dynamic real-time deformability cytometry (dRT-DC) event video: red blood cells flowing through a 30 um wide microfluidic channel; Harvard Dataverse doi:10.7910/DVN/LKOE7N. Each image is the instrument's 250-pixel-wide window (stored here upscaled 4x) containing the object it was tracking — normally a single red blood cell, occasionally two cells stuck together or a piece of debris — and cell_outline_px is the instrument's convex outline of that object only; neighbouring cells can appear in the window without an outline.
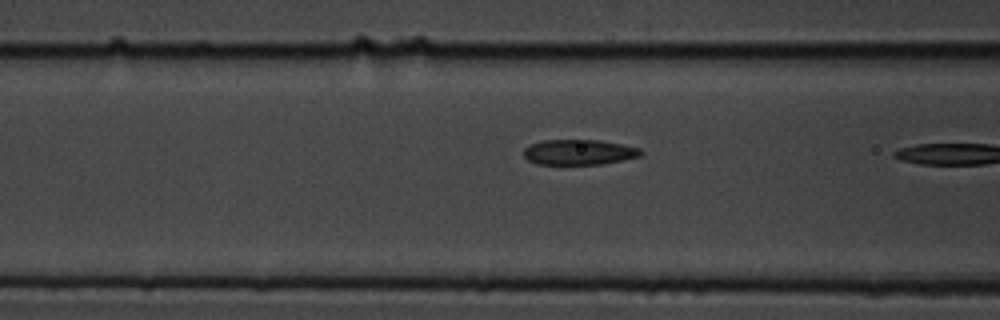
{"species": "common noctule bat (a hibernating species)", "species_latin": "Nyctalus noctula", "temperature_condition": "cold", "stored_images_in_passage": 8, "camera_frame_rate_fps": 3000, "um_per_image_px": 0.085, "animal": {"sex": "male", "body_mass_g": 19.5, "forearm_length_mm": 54.6}, "frame": {"image": 1, "passage_image": 7, "time_ms": 2.0, "image_size_px": [1000, 320], "cell_outline_px": [[644, 152], [640, 156], [600, 164], [536, 164], [528, 160], [524, 156], [524, 148], [528, 144], [540, 140], [600, 140], [640, 148]], "centroid_in_image_um": [49.16, 12.92], "position_along_channel_um": 117.4, "area_um2": 17.28}}